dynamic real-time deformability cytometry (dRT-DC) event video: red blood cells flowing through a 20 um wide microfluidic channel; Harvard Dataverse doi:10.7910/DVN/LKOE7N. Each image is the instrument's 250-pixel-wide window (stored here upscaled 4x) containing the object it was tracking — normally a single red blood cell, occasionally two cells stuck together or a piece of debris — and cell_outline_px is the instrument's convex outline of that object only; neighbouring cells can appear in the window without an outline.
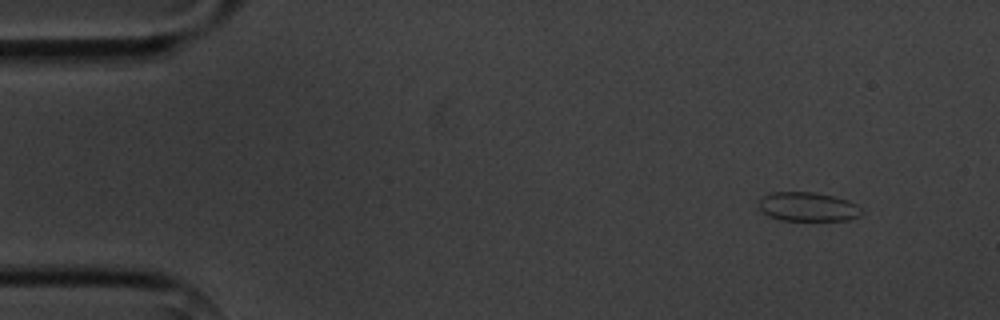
{"species": "common noctule bat (a hibernating species)", "species_latin": "Nyctalus noctula", "temperature_condition": "cold", "stored_images_in_passage": 3, "camera_frame_rate_fps": 3000, "um_per_image_px": 0.085, "animal": {"sex": "male", "body_mass_g": 20.1, "forearm_length_mm": 53.5}, "frame": {"image": 1, "passage_image": 1, "time_ms": 0.0, "image_size_px": [1000, 320], "cell_outline_px": [[860, 216], [848, 220], [780, 220], [768, 216], [760, 208], [760, 200], [764, 196], [772, 192], [816, 192], [848, 200], [856, 204], [860, 208]], "centroid_in_image_um": [68.67, 17.57], "position_along_channel_um": 16.3, "area_um2": 17.22}}